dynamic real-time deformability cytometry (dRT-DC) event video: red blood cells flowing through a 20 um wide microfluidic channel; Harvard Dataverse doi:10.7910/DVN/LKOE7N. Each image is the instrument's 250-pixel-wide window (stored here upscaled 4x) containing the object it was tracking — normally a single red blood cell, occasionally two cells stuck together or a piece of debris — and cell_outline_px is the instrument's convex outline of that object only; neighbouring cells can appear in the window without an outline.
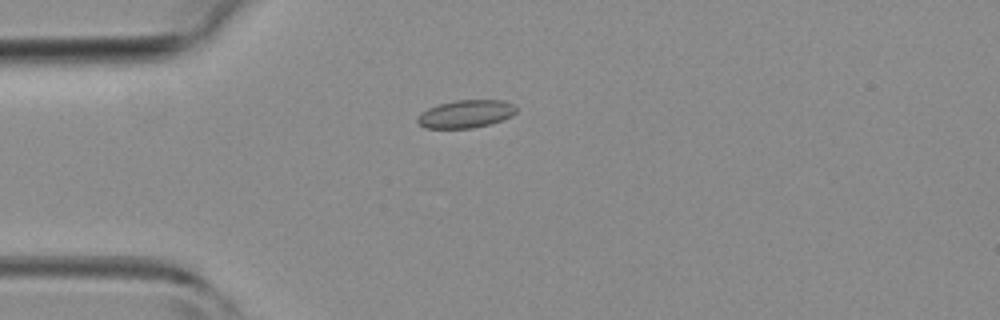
{"species": "common noctule bat (a hibernating species)", "species_latin": "Nyctalus noctula", "temperature_condition": "room temperature", "stored_images_in_passage": 3, "camera_frame_rate_fps": 3000, "um_per_image_px": 0.085, "animal": {"sex": "female", "body_mass_g": 19.3, "forearm_length_mm": 54.1}, "frame": {"image": 1, "passage_image": 3, "time_ms": 2.0, "image_size_px": [1000, 320], "cell_outline_px": [[516, 112], [512, 116], [488, 124], [472, 128], [424, 128], [416, 120], [420, 112], [428, 108], [440, 104], [456, 100], [500, 100], [512, 104], [516, 108]], "centroid_in_image_um": [39.56, 9.68], "position_along_channel_um": 45.4, "area_um2": 15.84}}